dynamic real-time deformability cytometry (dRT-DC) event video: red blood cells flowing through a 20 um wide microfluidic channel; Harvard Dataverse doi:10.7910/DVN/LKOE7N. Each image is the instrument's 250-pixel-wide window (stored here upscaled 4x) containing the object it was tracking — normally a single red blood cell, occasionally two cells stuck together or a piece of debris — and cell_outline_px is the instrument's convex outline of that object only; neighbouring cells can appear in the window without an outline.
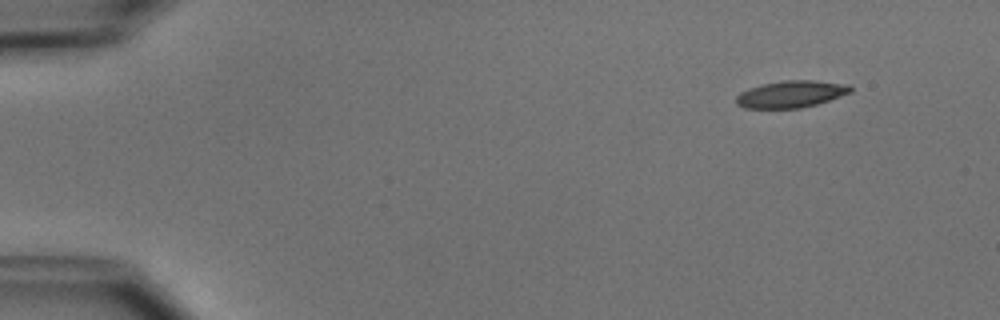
{"species": "common noctule bat (a hibernating species)", "species_latin": "Nyctalus noctula", "temperature_condition": "cold", "stored_images_in_passage": 4, "camera_frame_rate_fps": 3000, "um_per_image_px": 0.085, "animal": {"sex": "male", "body_mass_g": 15.6}, "frame": {"image": 1, "passage_image": 1, "time_ms": 0.0, "image_size_px": [1000, 320], "cell_outline_px": [[852, 92], [816, 104], [800, 108], [744, 108], [736, 104], [736, 96], [740, 92], [748, 88], [764, 84], [784, 80], [812, 80], [848, 84], [852, 88]], "centroid_in_image_um": [67.22, 8.0], "position_along_channel_um": 17.8, "area_um2": 17.86}}
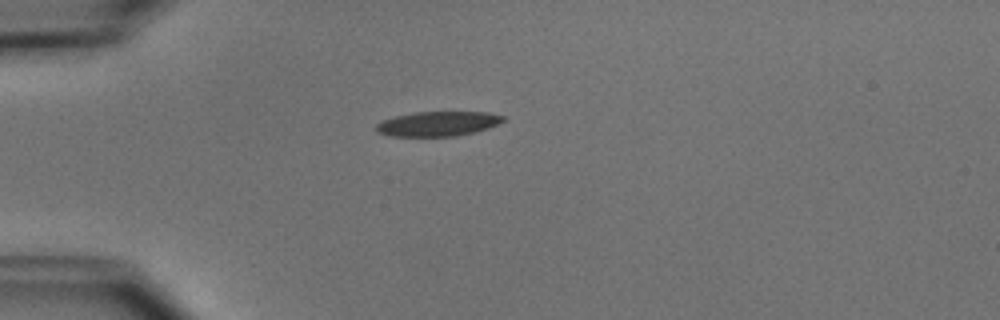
{"frame": {"image": 2, "passage_image": 3, "time_ms": 3.0, "image_size_px": [1000, 320], "cell_outline_px": [[504, 120], [488, 128], [456, 136], [392, 136], [376, 132], [376, 124], [384, 120], [396, 116], [412, 112], [488, 112], [504, 116]], "centroid_in_image_um": [37.2, 10.51], "position_along_channel_um": 47.8, "area_um2": 18.09}}